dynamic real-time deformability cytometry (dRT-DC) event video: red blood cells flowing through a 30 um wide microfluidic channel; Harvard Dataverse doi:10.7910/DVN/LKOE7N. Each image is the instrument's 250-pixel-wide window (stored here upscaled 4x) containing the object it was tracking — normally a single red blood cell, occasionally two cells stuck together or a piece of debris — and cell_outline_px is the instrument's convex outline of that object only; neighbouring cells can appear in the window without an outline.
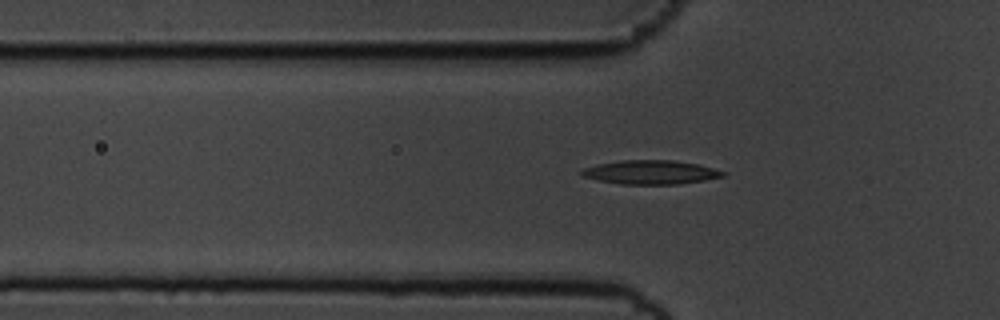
{"species": "common noctule bat (a hibernating species)", "species_latin": "Nyctalus noctula", "temperature_condition": "cold", "stored_images_in_passage": 38, "camera_frame_rate_fps": 3000, "um_per_image_px": 0.085, "animal": {"sex": "male", "body_mass_g": 19.5, "forearm_length_mm": 54.6}, "frame": {"image": 1, "passage_image": 5, "time_ms": 1.333, "image_size_px": [1000, 320], "cell_outline_px": [[728, 172], [724, 176], [704, 180], [676, 184], [620, 184], [600, 180], [584, 176], [580, 172], [584, 168], [596, 164], [624, 160], [672, 160], [700, 164]], "centroid_in_image_um": [55.36, 14.63], "position_along_channel_um": 70.4, "area_um2": 19.59}}
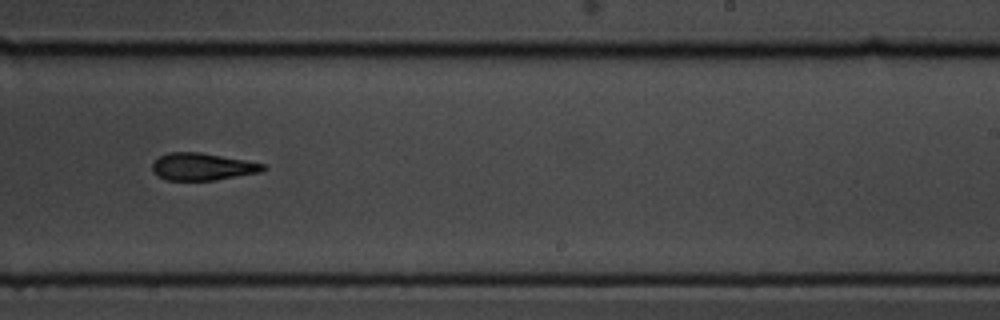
{"frame": {"image": 2, "passage_image": 22, "time_ms": 7.0, "image_size_px": [1000, 320], "cell_outline_px": [[268, 168], [260, 172], [212, 180], [164, 180], [156, 176], [152, 172], [152, 164], [160, 156], [168, 152], [200, 152], [244, 160], [264, 164]], "centroid_in_image_um": [17.15, 14.17], "position_along_channel_um": 271.8, "area_um2": 17.51}}
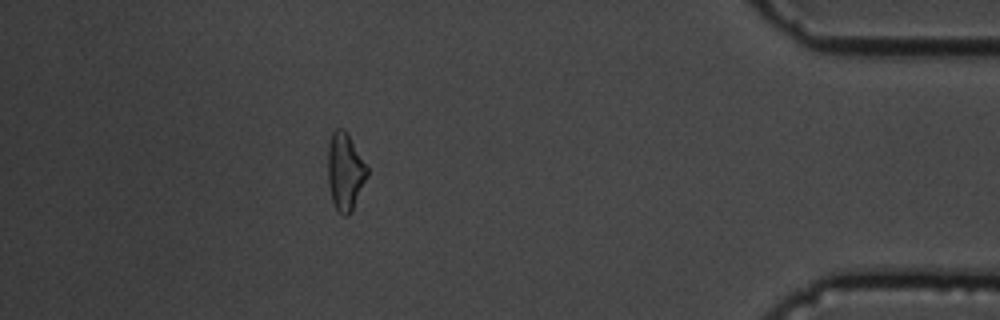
{"frame": {"image": 3, "passage_image": 37, "time_ms": 12.0, "image_size_px": [1000, 320], "cell_outline_px": [[368, 176], [352, 212], [348, 216], [344, 216], [336, 208], [332, 200], [328, 184], [328, 148], [332, 132], [336, 128], [344, 128], [348, 132], [368, 168]], "centroid_in_image_um": [29.34, 14.57], "position_along_channel_um": 405.9, "area_um2": 17.92}}